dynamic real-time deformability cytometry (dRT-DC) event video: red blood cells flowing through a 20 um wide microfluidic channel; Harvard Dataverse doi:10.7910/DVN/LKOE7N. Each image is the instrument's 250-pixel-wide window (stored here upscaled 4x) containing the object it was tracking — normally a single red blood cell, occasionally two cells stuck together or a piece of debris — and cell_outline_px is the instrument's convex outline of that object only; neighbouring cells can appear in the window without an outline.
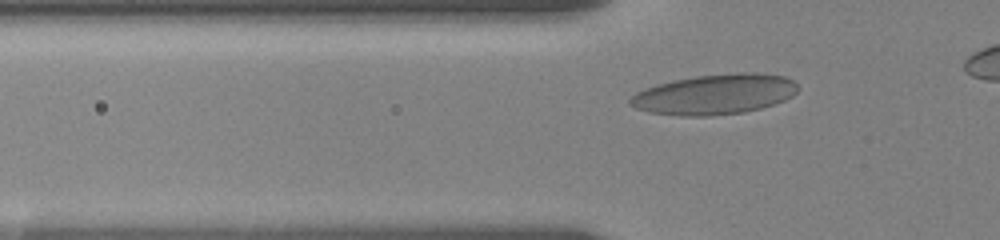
{"species": "human", "species_latin": "Homo sapiens", "temperature_condition": "room temperature", "stored_images_in_passage": 27, "camera_frame_rate_fps": 3000, "um_per_image_px": 0.085, "donor": {"sex": "female"}, "frame": {"image": 1, "passage_image": 12, "time_ms": 2.333, "image_size_px": [1000, 240], "cell_outline_px": [[800, 88], [792, 96], [784, 100], [760, 108], [744, 112], [708, 116], [680, 116], [648, 112], [636, 108], [628, 104], [628, 100], [636, 92], [656, 84], [672, 80], [696, 76], [736, 72], [756, 72], [784, 76], [792, 80]], "centroid_in_image_um": [60.73, 8.01], "position_along_channel_um": 65.1, "area_um2": 39.48}}
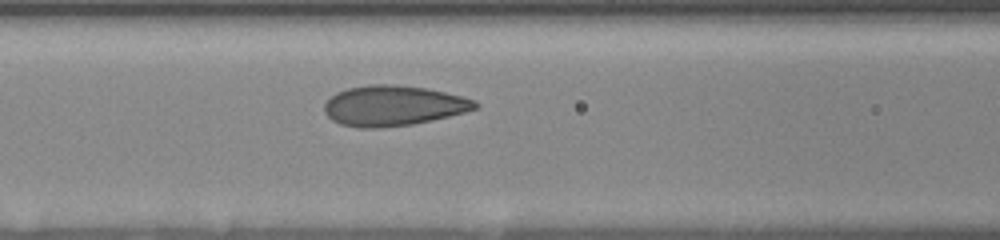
{"frame": {"image": 2, "passage_image": 22, "time_ms": 4.333, "image_size_px": [1000, 240], "cell_outline_px": [[480, 104], [476, 108], [464, 112], [432, 120], [412, 124], [384, 128], [360, 128], [340, 124], [332, 120], [324, 112], [324, 104], [336, 92], [348, 88], [368, 84], [392, 84], [428, 88], [476, 100]], "centroid_in_image_um": [33.41, 8.98], "position_along_channel_um": 133.2, "area_um2": 35.49}}
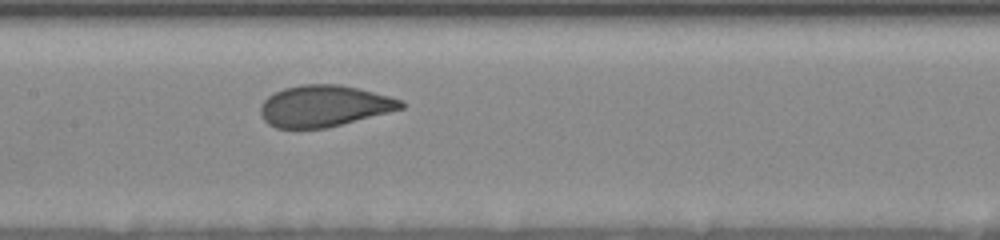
{"frame": {"image": 3, "passage_image": 25, "time_ms": 5.667, "image_size_px": [1000, 240], "cell_outline_px": [[404, 108], [324, 128], [276, 128], [268, 124], [264, 120], [260, 112], [260, 104], [268, 96], [284, 88], [300, 84], [340, 84], [404, 100]], "centroid_in_image_um": [27.51, 9.0], "position_along_channel_um": 179.9, "area_um2": 33.58}}